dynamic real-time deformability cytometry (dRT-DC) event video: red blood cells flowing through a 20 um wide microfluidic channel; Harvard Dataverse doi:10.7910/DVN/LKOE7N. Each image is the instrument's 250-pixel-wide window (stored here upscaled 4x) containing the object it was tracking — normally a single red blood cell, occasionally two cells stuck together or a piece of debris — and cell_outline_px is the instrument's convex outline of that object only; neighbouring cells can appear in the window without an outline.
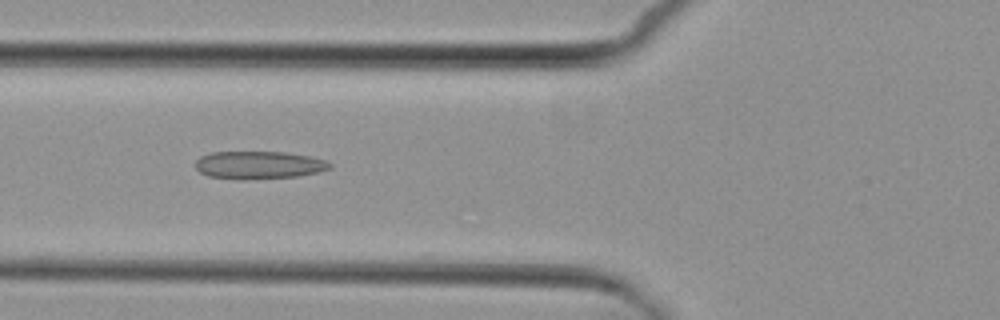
{"species": "common noctule bat (a hibernating species)", "species_latin": "Nyctalus noctula", "temperature_condition": "cold", "stored_images_in_passage": 7, "camera_frame_rate_fps": 3000, "um_per_image_px": 0.085, "animal": {"sex": "female", "body_mass_g": 29.2, "forearm_length_mm": 56.3}, "frame": {"image": 1, "passage_image": 5, "time_ms": 5.333, "image_size_px": [1000, 320], "cell_outline_px": [[332, 168], [320, 172], [296, 176], [244, 180], [236, 180], [208, 176], [200, 172], [196, 168], [196, 160], [200, 156], [212, 152], [284, 152], [308, 156], [324, 160], [332, 164]], "centroid_in_image_um": [21.98, 14.04], "position_along_channel_um": 103.8, "area_um2": 21.85}}
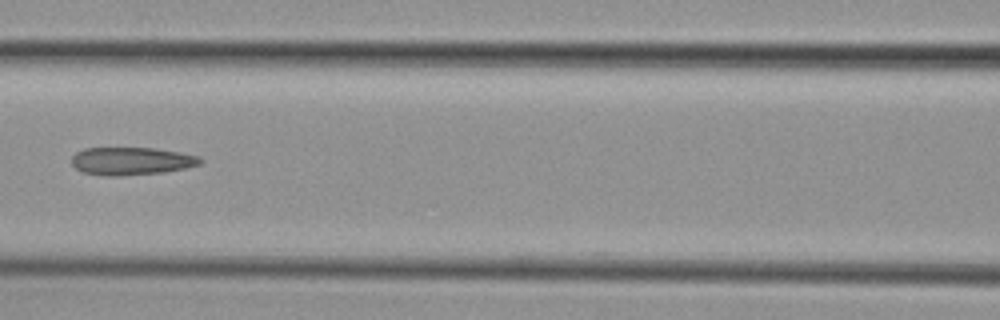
{"frame": {"image": 2, "passage_image": 6, "time_ms": 6.667, "image_size_px": [1000, 320], "cell_outline_px": [[204, 160], [200, 164], [184, 168], [164, 172], [120, 176], [104, 176], [84, 172], [76, 168], [72, 164], [72, 156], [76, 152], [84, 148], [152, 148], [180, 152], [196, 156]], "centroid_in_image_um": [11.15, 13.69], "position_along_channel_um": 155.5, "area_um2": 20.75}}
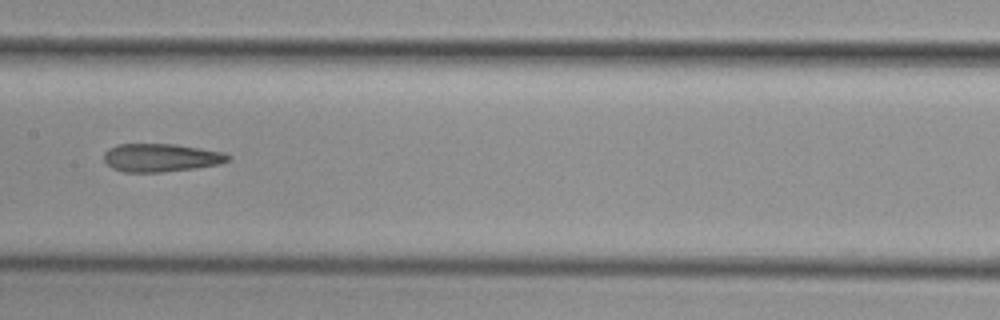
{"frame": {"image": 3, "passage_image": 7, "time_ms": 7.667, "image_size_px": [1000, 320], "cell_outline_px": [[232, 160], [220, 164], [196, 168], [160, 172], [124, 172], [112, 168], [104, 160], [104, 152], [108, 148], [116, 144], [176, 144], [224, 152], [232, 156]], "centroid_in_image_um": [13.71, 13.4], "position_along_channel_um": 193.7, "area_um2": 20.58}}